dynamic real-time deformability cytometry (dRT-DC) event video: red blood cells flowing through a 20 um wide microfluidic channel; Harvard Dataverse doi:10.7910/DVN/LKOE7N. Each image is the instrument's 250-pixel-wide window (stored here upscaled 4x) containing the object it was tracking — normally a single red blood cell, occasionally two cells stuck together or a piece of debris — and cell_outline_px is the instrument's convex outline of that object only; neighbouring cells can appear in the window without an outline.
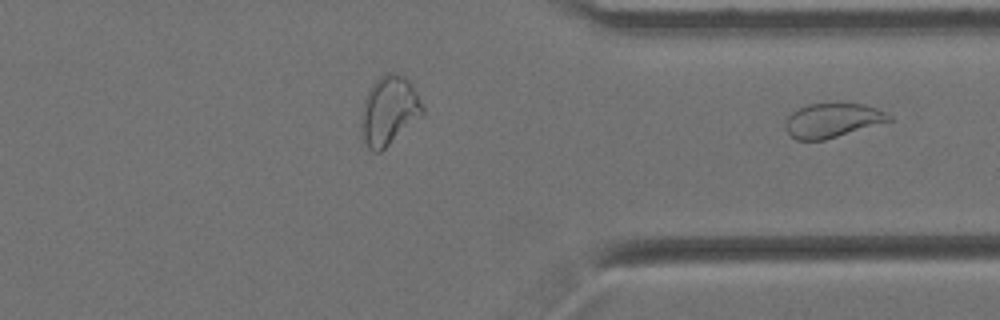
{"species": "Egyptian fruit bat (a non-hibernating species)", "species_latin": "Rousettus aegyptiacus", "temperature_condition": "cold", "stored_images_in_passage": 34, "segment_of_instrument_passage": [2, 2], "camera_frame_rate_fps": 3000, "um_per_image_px": 0.085, "animal": {"sex": "female"}, "frame": {"image": 1, "passage_image": 34, "time_ms": 11.0, "image_size_px": [1000, 320], "cell_outline_px": [[892, 120], [824, 140], [796, 140], [784, 128], [784, 124], [788, 116], [796, 108], [808, 104], [864, 104], [876, 108], [892, 116]], "centroid_in_image_um": [70.71, 10.23], "position_along_channel_um": 340.7, "area_um2": 20.46}}